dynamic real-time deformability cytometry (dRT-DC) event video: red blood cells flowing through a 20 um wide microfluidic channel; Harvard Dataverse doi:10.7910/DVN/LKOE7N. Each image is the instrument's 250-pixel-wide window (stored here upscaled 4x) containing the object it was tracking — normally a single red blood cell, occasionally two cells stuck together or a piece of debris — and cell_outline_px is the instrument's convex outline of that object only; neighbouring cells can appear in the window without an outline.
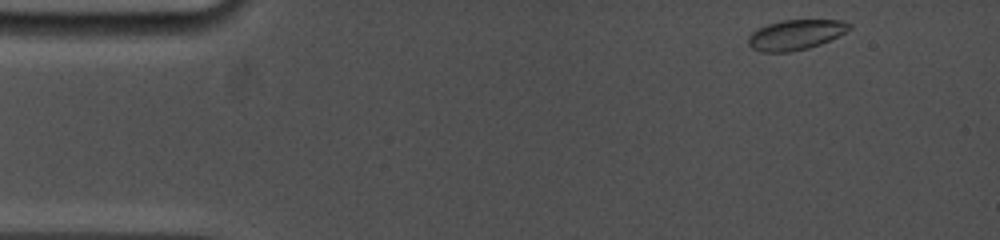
{"species": "common noctule bat (a hibernating species)", "species_latin": "Nyctalus noctula", "temperature_condition": "cold", "stored_images_in_passage": 70, "camera_frame_rate_fps": 5000, "um_per_image_px": 0.085, "animal": {"sex": "female", "body_mass_g": 19.0, "forearm_length_mm": 53.3}, "frame": {"image": 1, "passage_image": 1, "time_ms": 0.0, "image_size_px": [1000, 240], "cell_outline_px": [[852, 28], [820, 44], [808, 48], [788, 52], [764, 52], [752, 48], [748, 44], [748, 36], [752, 32], [768, 24], [784, 20], [840, 20], [852, 24]], "centroid_in_image_um": [67.62, 2.95], "position_along_channel_um": 17.4, "area_um2": 17.46}}
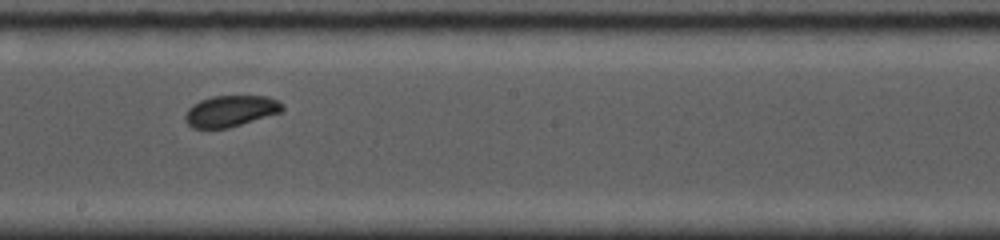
{"frame": {"image": 2, "passage_image": 40, "time_ms": 8.0, "image_size_px": [1000, 240], "cell_outline_px": [[284, 108], [280, 112], [228, 128], [192, 128], [184, 120], [184, 116], [188, 108], [192, 104], [200, 100], [212, 96], [268, 96], [284, 104]], "centroid_in_image_um": [19.57, 9.43], "position_along_channel_um": 228.6, "area_um2": 17.63}}
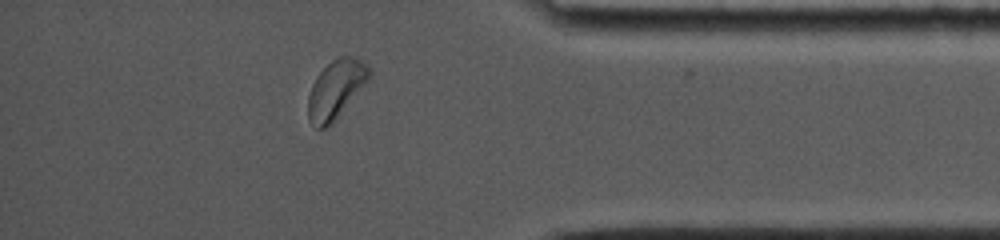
{"frame": {"image": 3, "passage_image": 69, "time_ms": 13.0, "image_size_px": [1000, 240], "cell_outline_px": [[372, 76], [336, 120], [332, 124], [324, 128], [316, 128], [308, 120], [308, 96], [312, 84], [316, 76], [332, 60], [340, 56], [352, 56], [360, 60], [372, 72]], "centroid_in_image_um": [28.54, 7.61], "position_along_channel_um": 406.7, "area_um2": 20.81}}